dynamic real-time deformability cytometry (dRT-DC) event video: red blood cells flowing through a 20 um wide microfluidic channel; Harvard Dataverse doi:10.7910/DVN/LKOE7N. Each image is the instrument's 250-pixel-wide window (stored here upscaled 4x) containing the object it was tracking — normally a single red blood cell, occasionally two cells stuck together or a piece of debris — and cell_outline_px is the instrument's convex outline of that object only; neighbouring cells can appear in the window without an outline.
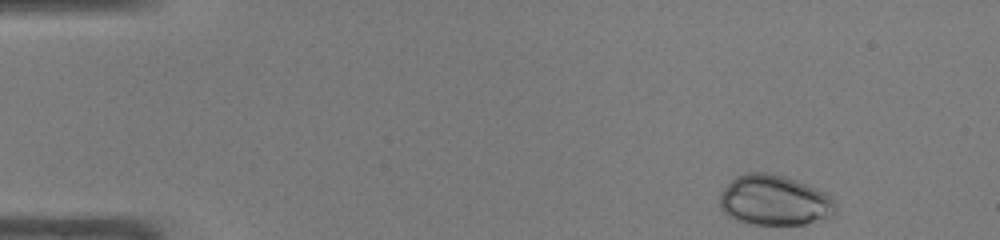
{"species": "common noctule bat (a hibernating species)", "species_latin": "Nyctalus noctula", "temperature_condition": "warm", "stored_images_in_passage": 44, "camera_frame_rate_fps": 3000, "um_per_image_px": 0.085, "animal": {"sex": "male", "body_mass_g": 19.0, "forearm_length_mm": 50.8}, "frame": {"image": 1, "passage_image": 1, "time_ms": 0.0, "image_size_px": [1000, 240], "cell_outline_px": [[836, 204], [832, 216], [824, 220], [804, 224], [752, 224], [736, 220], [728, 216], [720, 208], [720, 196], [724, 188], [736, 176], [744, 172], [772, 172], [796, 180], [816, 188], [824, 192], [836, 200]], "centroid_in_image_um": [65.83, 17.02], "position_along_channel_um": 19.2, "area_um2": 34.16}}
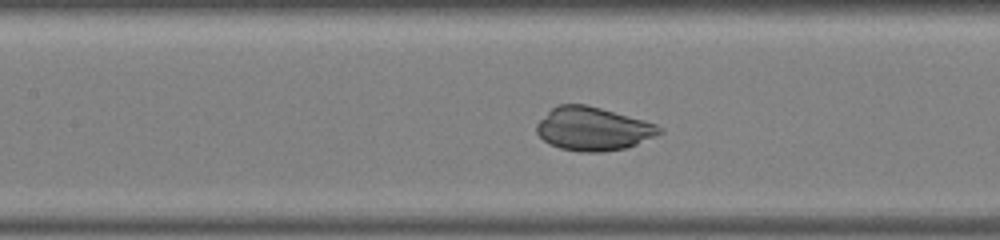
{"frame": {"image": 2, "passage_image": 18, "time_ms": 5.667, "image_size_px": [1000, 240], "cell_outline_px": [[664, 132], [656, 136], [636, 144], [624, 148], [600, 152], [580, 152], [560, 148], [548, 144], [536, 132], [536, 124], [556, 104], [584, 104], [600, 108], [644, 120], [656, 124], [664, 128]], "centroid_in_image_um": [50.41, 10.95], "position_along_channel_um": 157.0, "area_um2": 31.04}}
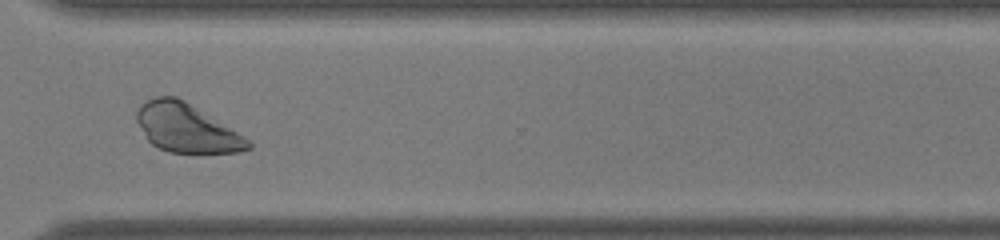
{"frame": {"image": 3, "passage_image": 32, "time_ms": 10.333, "image_size_px": [1000, 240], "cell_outline_px": [[252, 148], [240, 152], [168, 152], [152, 144], [148, 140], [136, 120], [136, 112], [140, 104], [156, 96], [176, 96], [184, 100], [244, 136], [252, 144]], "centroid_in_image_um": [15.83, 10.87], "position_along_channel_um": 354.8, "area_um2": 31.1}}